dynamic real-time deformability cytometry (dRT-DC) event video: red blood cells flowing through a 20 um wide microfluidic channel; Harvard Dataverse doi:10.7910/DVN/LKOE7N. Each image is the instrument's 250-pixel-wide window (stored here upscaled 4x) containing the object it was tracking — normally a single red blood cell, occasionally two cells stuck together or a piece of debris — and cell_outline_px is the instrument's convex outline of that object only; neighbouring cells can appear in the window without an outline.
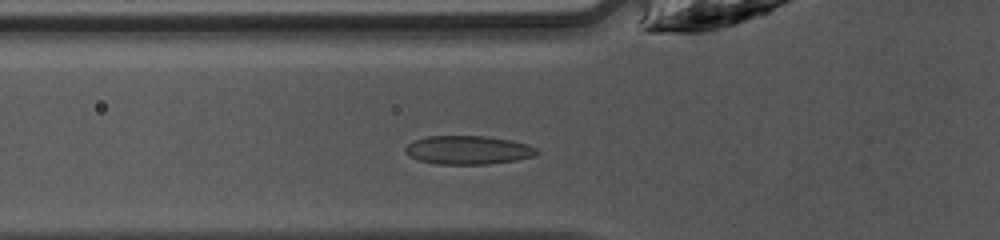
{"species": "common noctule bat (a hibernating species)", "species_latin": "Nyctalus noctula", "temperature_condition": "warm", "stored_images_in_passage": 27, "camera_frame_rate_fps": 3000, "um_per_image_px": 0.085, "animal": {"sex": "female", "body_mass_g": 10.0, "forearm_length_mm": 53.1}, "frame": {"image": 1, "passage_image": 3, "time_ms": 0.667, "image_size_px": [1000, 240], "cell_outline_px": [[540, 152], [536, 156], [516, 160], [488, 164], [436, 164], [420, 160], [412, 156], [404, 148], [412, 140], [424, 136], [484, 136], [512, 140], [528, 144], [536, 148]], "centroid_in_image_um": [39.83, 12.74], "position_along_channel_um": 86.0, "area_um2": 21.96}}
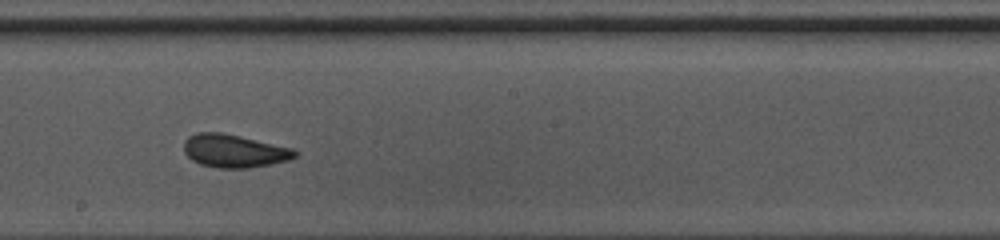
{"frame": {"image": 2, "passage_image": 13, "time_ms": 4.0, "image_size_px": [1000, 240], "cell_outline_px": [[300, 152], [296, 156], [288, 160], [272, 164], [248, 168], [216, 168], [200, 164], [192, 160], [184, 152], [184, 140], [188, 136], [196, 132], [220, 132], [240, 136], [292, 148]], "centroid_in_image_um": [19.89, 12.83], "position_along_channel_um": 228.3, "area_um2": 21.5}}
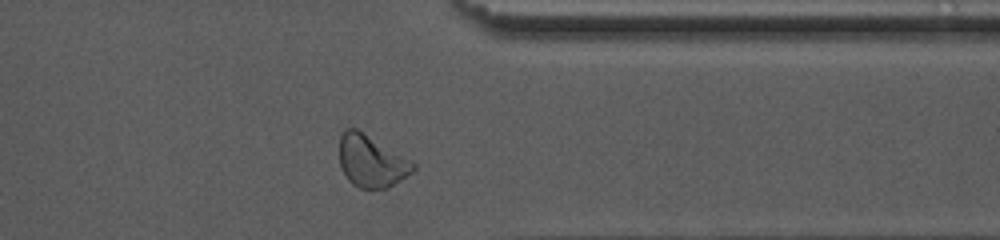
{"frame": {"image": 3, "passage_image": 24, "time_ms": 7.667, "image_size_px": [1000, 240], "cell_outline_px": [[416, 168], [412, 172], [400, 180], [384, 188], [360, 188], [352, 184], [348, 180], [340, 164], [340, 136], [344, 128], [356, 128], [412, 160], [416, 164]], "centroid_in_image_um": [31.57, 13.68], "position_along_channel_um": 379.8, "area_um2": 22.14}, "authors_computed_cell_mechanics": {"area_um2": 21.097, "velocity_mm_per_s": 4.2391, "shape_relaxation_time_tau1_ms": 3.4978, "shape_relaxation_time_tau2_ms": 1.4323, "deformation_change_tau1": 0.1192, "deformation_change_tau2": 0.0588}}